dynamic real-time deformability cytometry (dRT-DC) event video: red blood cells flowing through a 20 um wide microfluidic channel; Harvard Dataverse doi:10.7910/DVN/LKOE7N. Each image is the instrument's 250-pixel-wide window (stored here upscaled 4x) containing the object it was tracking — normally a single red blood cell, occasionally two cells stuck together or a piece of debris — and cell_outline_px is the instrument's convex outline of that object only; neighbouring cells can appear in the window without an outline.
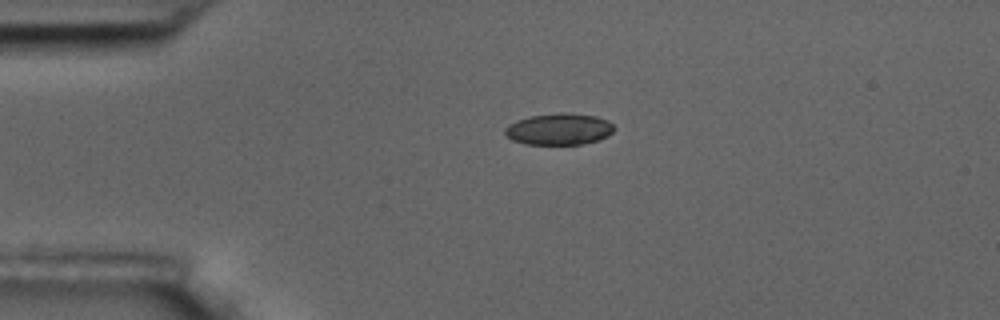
{"species": "common noctule bat (a hibernating species)", "species_latin": "Nyctalus noctula", "temperature_condition": "room temperature", "stored_images_in_passage": 2, "camera_frame_rate_fps": 3000, "um_per_image_px": 0.085, "animal": {"sex": "male", "body_mass_g": 17.5, "forearm_length_mm": 52.3}, "frame": {"image": 1, "passage_image": 1, "time_ms": 0.0, "image_size_px": [1000, 320], "cell_outline_px": [[616, 128], [608, 136], [600, 140], [580, 144], [524, 144], [512, 140], [504, 132], [504, 128], [508, 124], [516, 120], [532, 116], [564, 112], [596, 116], [608, 120]], "centroid_in_image_um": [47.53, 10.98], "position_along_channel_um": 37.5, "area_um2": 20.11}}